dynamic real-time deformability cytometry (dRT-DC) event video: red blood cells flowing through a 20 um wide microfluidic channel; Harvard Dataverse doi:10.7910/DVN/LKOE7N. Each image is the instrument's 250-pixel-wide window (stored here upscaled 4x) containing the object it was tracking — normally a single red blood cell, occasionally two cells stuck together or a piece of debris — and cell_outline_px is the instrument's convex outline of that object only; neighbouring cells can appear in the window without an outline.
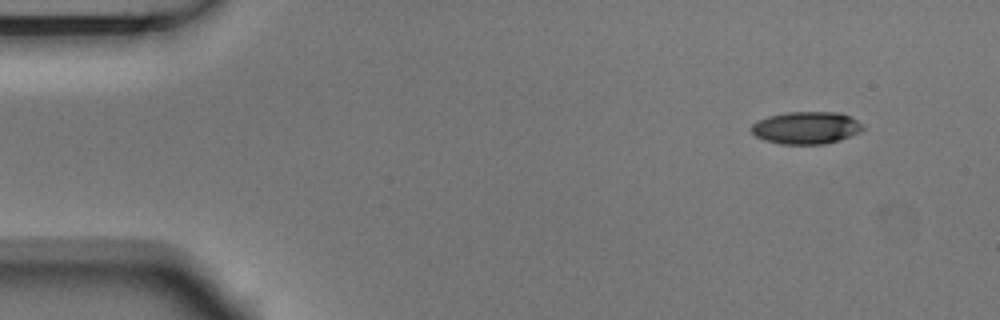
{"species": "Egyptian fruit bat (a non-hibernating species)", "species_latin": "Rousettus aegyptiacus", "temperature_condition": "room temperature", "stored_images_in_passage": 4, "camera_frame_rate_fps": 3000, "um_per_image_px": 0.085, "animal": {"sex": "male"}, "frame": {"image": 1, "passage_image": 1, "time_ms": 0.0, "image_size_px": [1000, 320], "cell_outline_px": [[864, 128], [860, 132], [840, 140], [824, 144], [780, 144], [764, 140], [756, 136], [752, 132], [752, 124], [768, 116], [788, 112], [840, 112], [856, 120]], "centroid_in_image_um": [68.53, 10.87], "position_along_channel_um": 16.5, "area_um2": 20.87}}
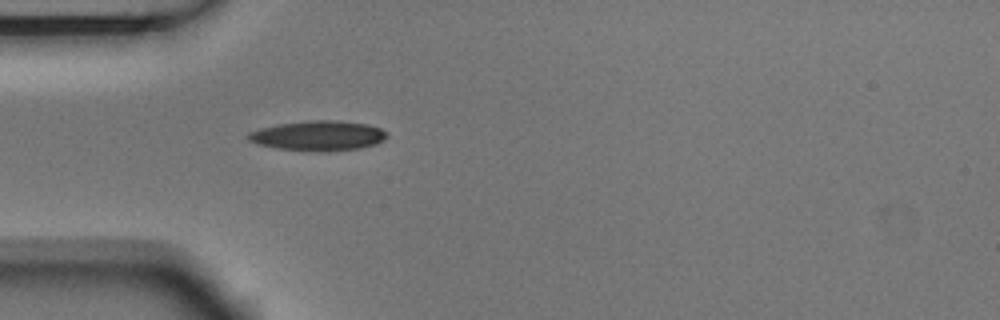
{"frame": {"image": 2, "passage_image": 4, "time_ms": 1.0, "image_size_px": [1000, 320], "cell_outline_px": [[388, 136], [384, 140], [376, 144], [360, 148], [328, 152], [316, 152], [276, 148], [256, 144], [248, 140], [248, 132], [260, 128], [280, 124], [312, 120], [332, 120], [368, 124], [380, 128], [388, 132]], "centroid_in_image_um": [27.07, 11.55], "position_along_channel_um": 57.9, "area_um2": 24.39}}